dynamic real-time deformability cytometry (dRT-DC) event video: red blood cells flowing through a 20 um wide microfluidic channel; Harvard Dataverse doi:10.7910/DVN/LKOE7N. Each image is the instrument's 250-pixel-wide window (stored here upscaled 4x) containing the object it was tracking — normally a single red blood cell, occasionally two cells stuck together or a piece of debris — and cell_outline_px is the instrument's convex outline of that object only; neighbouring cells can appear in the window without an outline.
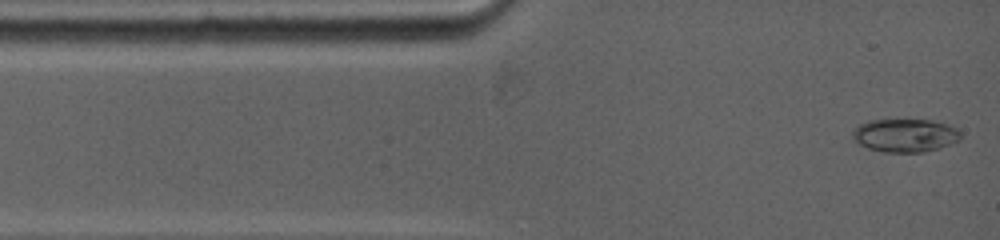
{"species": "common noctule bat (a hibernating species)", "species_latin": "Nyctalus noctula", "temperature_condition": "warm", "stored_images_in_passage": 21, "camera_frame_rate_fps": 5000, "um_per_image_px": 0.085, "animal": {"sex": "female", "body_mass_g": 19.0, "forearm_length_mm": 53.3}, "frame": {"image": 1, "passage_image": 1, "time_ms": 0.0, "image_size_px": [1000, 240], "cell_outline_px": [[960, 140], [924, 152], [884, 152], [868, 148], [852, 140], [852, 132], [860, 124], [868, 120], [888, 116], [932, 120], [948, 124], [956, 128], [960, 132]], "centroid_in_image_um": [76.87, 11.44], "position_along_channel_um": 8.1, "area_um2": 21.73}}
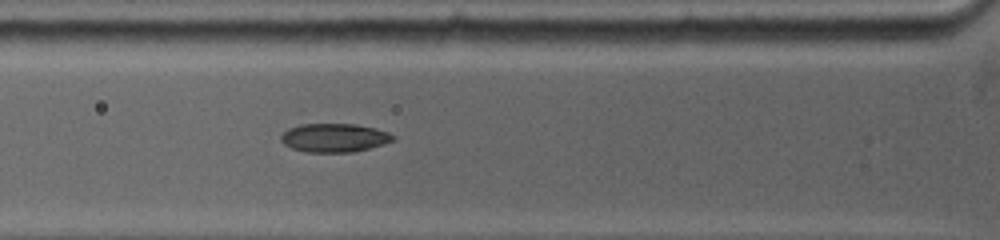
{"frame": {"image": 2, "passage_image": 11, "time_ms": 3.4, "image_size_px": [1000, 240], "cell_outline_px": [[396, 136], [392, 140], [368, 148], [352, 152], [304, 152], [292, 148], [284, 144], [280, 140], [280, 136], [288, 128], [300, 124], [356, 124], [388, 132]], "centroid_in_image_um": [28.35, 11.71], "position_along_channel_um": 97.5, "area_um2": 18.5}}
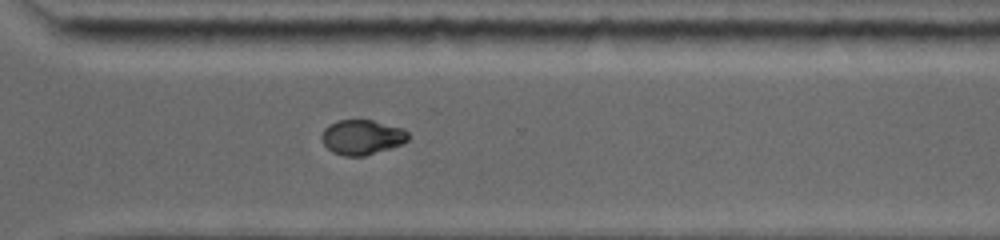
{"frame": {"image": 3, "passage_image": 21, "time_ms": 9.6, "image_size_px": [1000, 240], "cell_outline_px": [[408, 140], [392, 148], [364, 156], [344, 156], [332, 152], [324, 144], [320, 136], [324, 128], [328, 124], [340, 120], [372, 120], [404, 128], [408, 132]], "centroid_in_image_um": [30.76, 11.66], "position_along_channel_um": 339.8, "area_um2": 17.69}}